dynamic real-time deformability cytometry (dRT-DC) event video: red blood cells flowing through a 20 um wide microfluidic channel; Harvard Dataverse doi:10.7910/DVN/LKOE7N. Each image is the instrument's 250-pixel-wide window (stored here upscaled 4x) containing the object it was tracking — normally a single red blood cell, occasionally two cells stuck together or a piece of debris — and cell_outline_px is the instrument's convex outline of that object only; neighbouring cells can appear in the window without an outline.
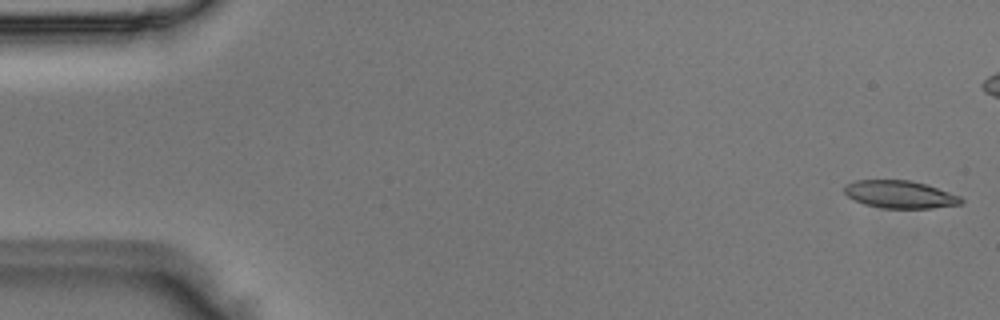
{"species": "Egyptian fruit bat (a non-hibernating species)", "species_latin": "Rousettus aegyptiacus", "temperature_condition": "room temperature", "stored_images_in_passage": 6, "camera_frame_rate_fps": 3000, "um_per_image_px": 0.085, "animal": {"sex": "male"}, "frame": {"image": 1, "passage_image": 1, "time_ms": 0.0, "image_size_px": [1000, 320], "cell_outline_px": [[964, 200], [960, 204], [932, 208], [884, 208], [864, 204], [848, 196], [844, 192], [844, 188], [848, 184], [856, 180], [908, 180], [924, 184], [960, 196]], "centroid_in_image_um": [76.49, 16.53], "position_along_channel_um": 8.5, "area_um2": 18.44}}
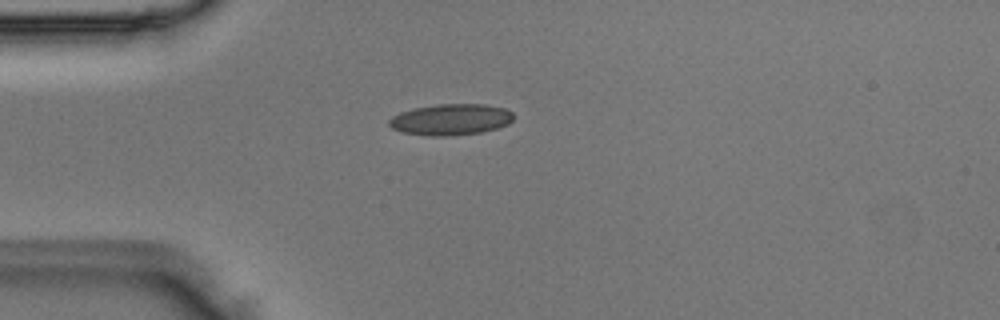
{"frame": {"image": 2, "passage_image": 6, "time_ms": 1.667, "image_size_px": [1000, 320], "cell_outline_px": [[512, 120], [508, 124], [496, 128], [480, 132], [452, 136], [428, 136], [400, 132], [392, 128], [388, 124], [388, 120], [392, 116], [400, 112], [412, 108], [440, 104], [484, 104], [504, 108], [512, 112]], "centroid_in_image_um": [38.27, 10.16], "position_along_channel_um": 46.7, "area_um2": 22.72}}